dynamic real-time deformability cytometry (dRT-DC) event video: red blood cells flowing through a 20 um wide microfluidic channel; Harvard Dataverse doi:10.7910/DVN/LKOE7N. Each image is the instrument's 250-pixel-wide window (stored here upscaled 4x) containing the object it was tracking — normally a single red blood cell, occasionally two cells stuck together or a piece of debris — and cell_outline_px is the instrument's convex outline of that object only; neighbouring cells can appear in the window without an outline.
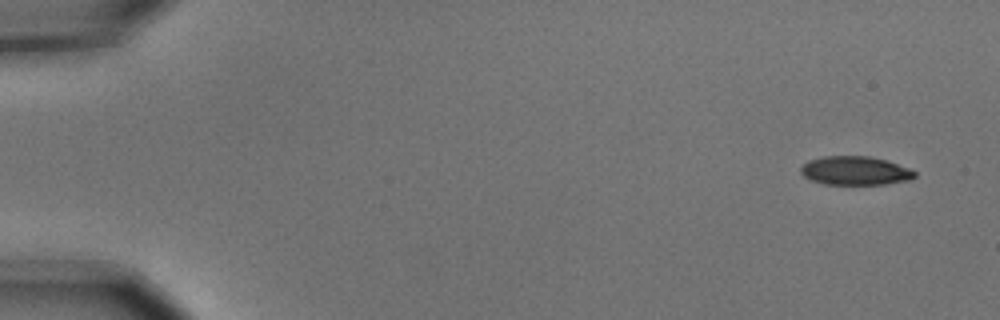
{"species": "common noctule bat (a hibernating species)", "species_latin": "Nyctalus noctula", "temperature_condition": "cold", "stored_images_in_passage": 5, "camera_frame_rate_fps": 3000, "um_per_image_px": 0.085, "animal": {"sex": "male", "body_mass_g": 15.6}, "frame": {"image": 1, "passage_image": 1, "time_ms": 0.0, "image_size_px": [1000, 320], "cell_outline_px": [[916, 176], [912, 180], [884, 184], [824, 184], [812, 180], [804, 176], [800, 172], [800, 168], [808, 160], [824, 156], [868, 156], [884, 160], [908, 168], [916, 172]], "centroid_in_image_um": [72.68, 14.51], "position_along_channel_um": 12.3, "area_um2": 18.96}}
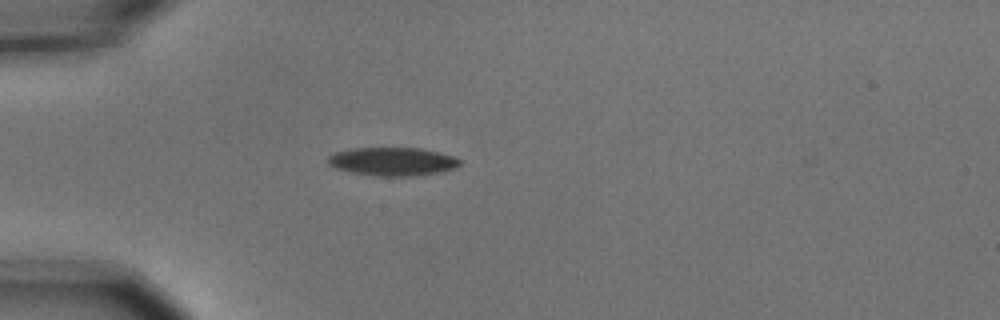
{"frame": {"image": 2, "passage_image": 4, "time_ms": 1.0, "image_size_px": [1000, 320], "cell_outline_px": [[460, 164], [456, 168], [436, 172], [412, 176], [380, 176], [352, 172], [336, 168], [328, 164], [328, 156], [336, 152], [352, 148], [420, 148], [452, 156], [460, 160]], "centroid_in_image_um": [33.34, 13.72], "position_along_channel_um": 51.7, "area_um2": 21.44}}